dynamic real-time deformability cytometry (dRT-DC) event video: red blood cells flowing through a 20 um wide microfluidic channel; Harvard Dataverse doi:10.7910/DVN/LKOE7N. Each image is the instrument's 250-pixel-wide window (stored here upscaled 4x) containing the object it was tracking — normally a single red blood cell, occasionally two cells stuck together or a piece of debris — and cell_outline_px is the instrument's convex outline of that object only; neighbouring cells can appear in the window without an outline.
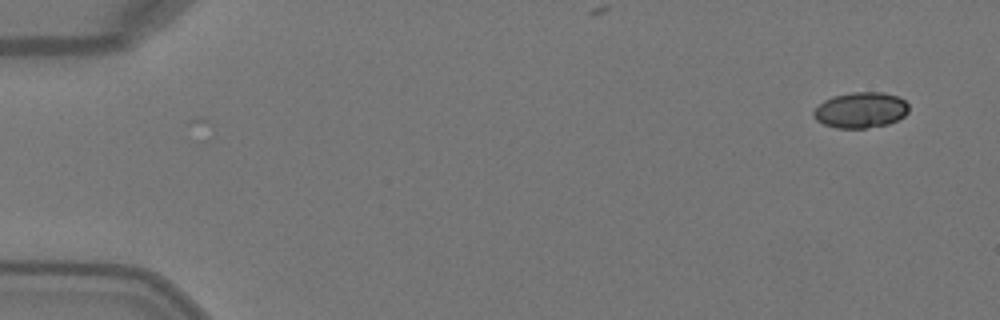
{"species": "Egyptian fruit bat (a non-hibernating species)", "species_latin": "Rousettus aegyptiacus", "temperature_condition": "warm", "stored_images_in_passage": 4, "camera_frame_rate_fps": 3000, "um_per_image_px": 0.085, "animal": {"sex": "female"}, "frame": {"image": 1, "passage_image": 1, "time_ms": 0.0, "image_size_px": [1000, 320], "cell_outline_px": [[908, 112], [904, 116], [888, 124], [864, 128], [836, 128], [824, 124], [816, 120], [812, 116], [812, 112], [824, 100], [832, 96], [852, 92], [884, 92], [900, 96], [908, 104]], "centroid_in_image_um": [73.16, 9.34], "position_along_channel_um": 11.8, "area_um2": 19.94}}
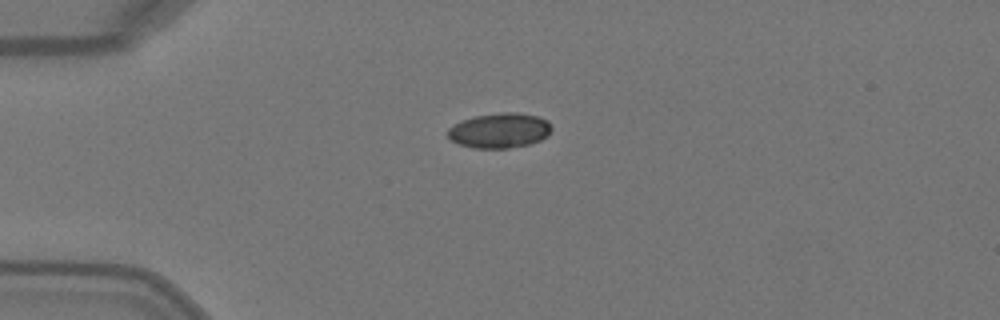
{"frame": {"image": 2, "passage_image": 4, "time_ms": 1.0, "image_size_px": [1000, 320], "cell_outline_px": [[552, 128], [548, 136], [540, 140], [528, 144], [508, 148], [472, 148], [460, 144], [452, 140], [448, 136], [448, 128], [464, 120], [476, 116], [504, 112], [516, 112], [536, 116], [548, 120]], "centroid_in_image_um": [42.5, 11.1], "position_along_channel_um": 42.5, "area_um2": 20.92}}